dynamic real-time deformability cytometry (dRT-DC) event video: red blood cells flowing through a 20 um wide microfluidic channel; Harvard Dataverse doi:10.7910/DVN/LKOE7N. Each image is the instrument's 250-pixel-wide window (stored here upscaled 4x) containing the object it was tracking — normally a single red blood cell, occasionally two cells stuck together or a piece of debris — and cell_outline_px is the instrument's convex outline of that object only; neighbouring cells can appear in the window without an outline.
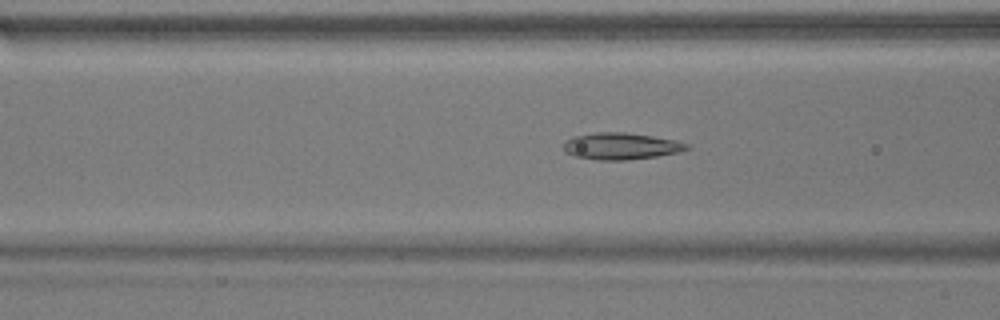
{"species": "common noctule bat (a hibernating species)", "species_latin": "Nyctalus noctula", "temperature_condition": "warm", "stored_images_in_passage": 22, "camera_frame_rate_fps": 3000, "um_per_image_px": 0.085, "animal": {"sex": "male", "body_mass_g": 17.9}, "frame": {"image": 1, "passage_image": 9, "time_ms": 2.667, "image_size_px": [1000, 320], "cell_outline_px": [[688, 148], [680, 152], [656, 156], [624, 160], [600, 160], [576, 156], [564, 152], [564, 140], [572, 136], [596, 132], [624, 132], [652, 136], [672, 140], [688, 144]], "centroid_in_image_um": [52.72, 12.41], "position_along_channel_um": 113.9, "area_um2": 19.02}}
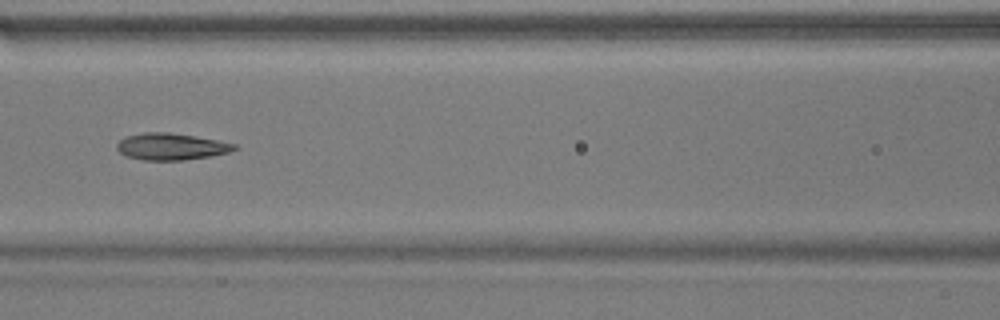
{"frame": {"image": 2, "passage_image": 12, "time_ms": 3.667, "image_size_px": [1000, 320], "cell_outline_px": [[240, 148], [228, 152], [208, 156], [184, 160], [144, 160], [124, 156], [116, 148], [116, 144], [120, 140], [128, 136], [144, 132], [168, 132], [216, 140], [236, 144]], "centroid_in_image_um": [14.52, 12.46], "position_along_channel_um": 152.1, "area_um2": 18.15}}
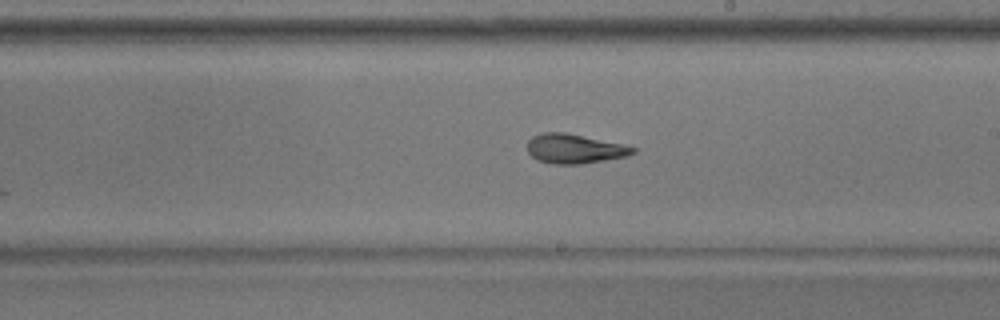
{"frame": {"image": 3, "passage_image": 19, "time_ms": 6.0, "image_size_px": [1000, 320], "cell_outline_px": [[636, 152], [624, 156], [604, 160], [580, 164], [552, 164], [536, 160], [528, 152], [528, 140], [532, 136], [544, 132], [564, 132], [620, 144], [636, 148]], "centroid_in_image_um": [48.76, 12.65], "position_along_channel_um": 240.2, "area_um2": 17.8}}